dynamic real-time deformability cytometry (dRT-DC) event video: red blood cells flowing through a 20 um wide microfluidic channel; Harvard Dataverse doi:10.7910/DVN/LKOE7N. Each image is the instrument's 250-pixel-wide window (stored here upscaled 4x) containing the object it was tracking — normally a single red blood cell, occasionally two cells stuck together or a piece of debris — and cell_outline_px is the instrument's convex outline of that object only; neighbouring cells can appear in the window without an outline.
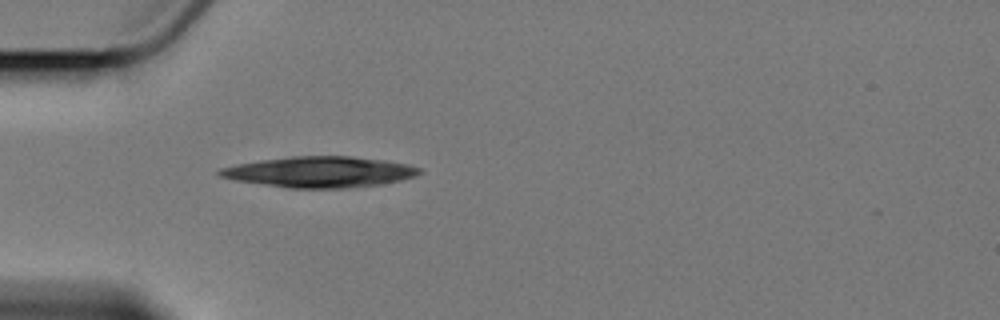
{"species": "Egyptian fruit bat (a non-hibernating species)", "species_latin": "Rousettus aegyptiacus", "temperature_condition": "cold", "stored_images_in_passage": 2, "camera_frame_rate_fps": 3000, "um_per_image_px": 0.085, "animal": {"sex": "female"}, "frame": {"image": 1, "passage_image": 2, "time_ms": 1.667, "image_size_px": [1000, 320], "cell_outline_px": [[424, 172], [416, 176], [384, 184], [348, 188], [288, 188], [236, 180], [216, 176], [216, 172], [220, 168], [236, 164], [260, 160], [292, 156], [352, 156], [384, 160], [408, 164], [420, 168]], "centroid_in_image_um": [27.19, 14.61], "position_along_channel_um": 57.8, "area_um2": 36.13}}